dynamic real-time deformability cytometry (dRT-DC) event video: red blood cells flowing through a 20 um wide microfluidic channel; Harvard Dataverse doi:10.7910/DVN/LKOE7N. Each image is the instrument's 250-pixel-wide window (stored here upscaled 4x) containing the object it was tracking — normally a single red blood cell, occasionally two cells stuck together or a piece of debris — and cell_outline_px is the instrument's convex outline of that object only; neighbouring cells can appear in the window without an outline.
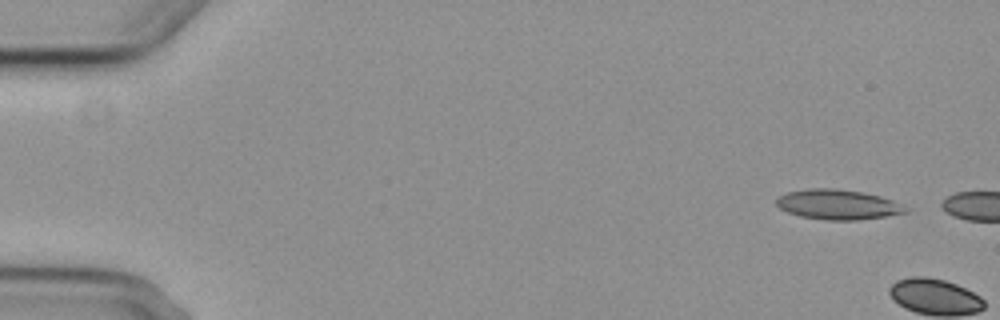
{"species": "common noctule bat (a hibernating species)", "species_latin": "Nyctalus noctula", "temperature_condition": "cold", "stored_images_in_passage": 2, "camera_frame_rate_fps": 3000, "um_per_image_px": 0.085, "animal": {"sex": "female", "body_mass_g": 29.2, "forearm_length_mm": 56.3}, "frame": {"image": 1, "passage_image": 2, "time_ms": 2.333, "image_size_px": [1000, 320], "cell_outline_px": [[908, 212], [884, 216], [856, 220], [824, 220], [800, 216], [788, 212], [780, 208], [776, 204], [776, 200], [780, 196], [788, 192], [808, 188], [836, 188], [860, 192], [880, 196], [892, 200], [908, 208]], "centroid_in_image_um": [71.2, 17.38], "position_along_channel_um": 13.8, "area_um2": 22.37}}